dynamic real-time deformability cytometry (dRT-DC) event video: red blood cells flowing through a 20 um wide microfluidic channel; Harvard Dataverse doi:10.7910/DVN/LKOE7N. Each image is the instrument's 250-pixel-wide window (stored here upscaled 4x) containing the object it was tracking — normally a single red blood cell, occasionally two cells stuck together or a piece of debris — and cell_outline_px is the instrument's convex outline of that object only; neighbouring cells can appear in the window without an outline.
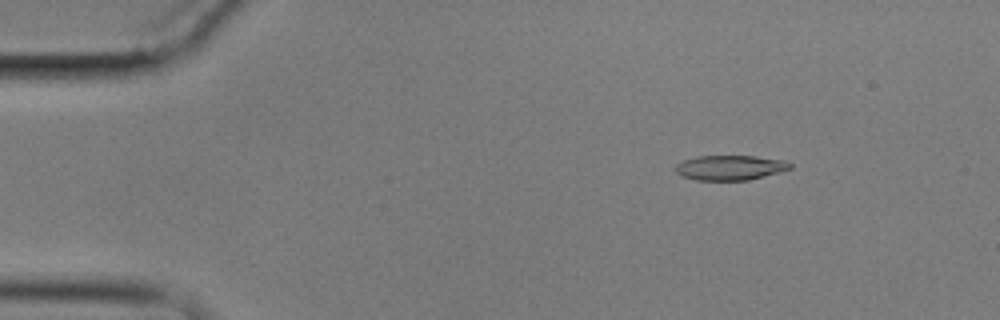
{"species": "common noctule bat (a hibernating species)", "species_latin": "Nyctalus noctula", "temperature_condition": "cold", "stored_images_in_passage": 4, "camera_frame_rate_fps": 3000, "um_per_image_px": 0.085, "animal": {"sex": "male", "body_mass_g": 17.9}, "frame": {"image": 1, "passage_image": 3, "time_ms": 2.333, "image_size_px": [1000, 320], "cell_outline_px": [[792, 168], [780, 172], [748, 180], [696, 180], [680, 176], [676, 172], [676, 164], [684, 160], [696, 156], [756, 156], [784, 160], [792, 164]], "centroid_in_image_um": [62.06, 14.25], "position_along_channel_um": 22.9, "area_um2": 16.65}}